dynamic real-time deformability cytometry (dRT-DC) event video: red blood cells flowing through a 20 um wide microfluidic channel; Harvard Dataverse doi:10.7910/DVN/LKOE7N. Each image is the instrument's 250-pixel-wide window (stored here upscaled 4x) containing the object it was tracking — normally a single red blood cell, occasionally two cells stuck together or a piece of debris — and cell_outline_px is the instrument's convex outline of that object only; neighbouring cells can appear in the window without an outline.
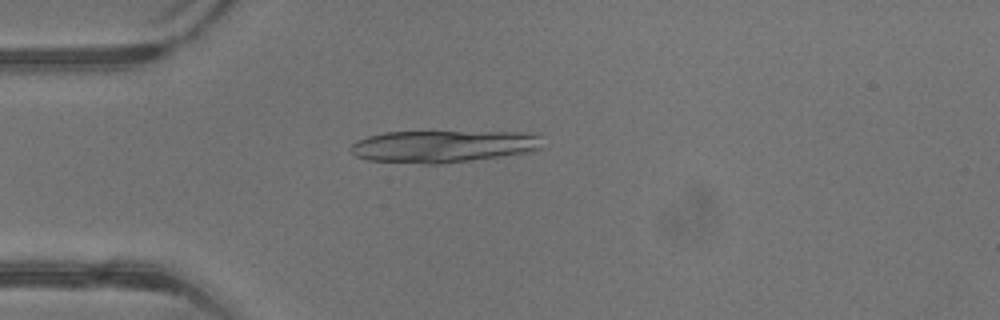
{"species": "common noctule bat (a hibernating species)", "species_latin": "Nyctalus noctula", "temperature_condition": "warm", "stored_images_in_passage": 15, "camera_frame_rate_fps": 3000, "um_per_image_px": 0.085, "animal": {"sex": "male", "body_mass_g": 13.3}, "frame": {"image": 1, "passage_image": 11, "time_ms": 3.333, "image_size_px": [1000, 320], "cell_outline_px": [[544, 148], [532, 152], [440, 164], [424, 164], [368, 160], [356, 156], [352, 152], [352, 144], [356, 140], [368, 136], [384, 132], [528, 132], [540, 136]], "centroid_in_image_um": [37.72, 12.43], "position_along_channel_um": 47.3, "area_um2": 36.07}}